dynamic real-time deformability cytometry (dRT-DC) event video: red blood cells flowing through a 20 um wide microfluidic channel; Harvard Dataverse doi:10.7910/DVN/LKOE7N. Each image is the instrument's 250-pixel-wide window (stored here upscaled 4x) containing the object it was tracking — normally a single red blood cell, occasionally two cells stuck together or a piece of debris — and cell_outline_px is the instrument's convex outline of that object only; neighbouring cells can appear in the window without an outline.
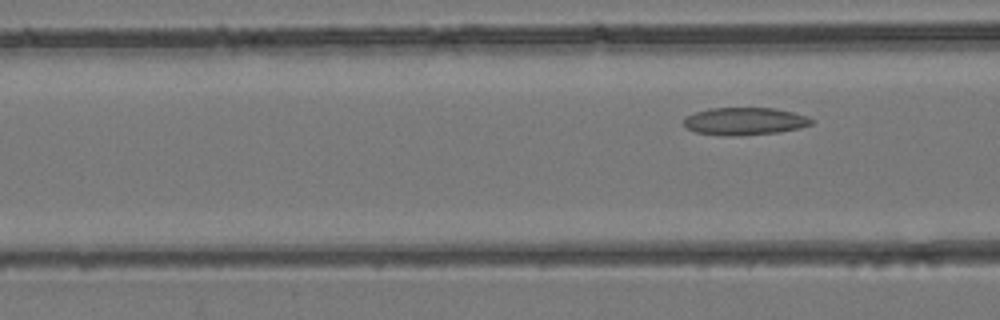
{"species": "common noctule bat (a hibernating species)", "species_latin": "Nyctalus noctula", "temperature_condition": "room temperature", "stored_images_in_passage": 4, "segment_of_instrument_passage": [2, 2], "camera_frame_rate_fps": 3000, "um_per_image_px": 0.085, "animal": {"sex": "female", "body_mass_g": 24.6, "forearm_length_mm": 56.2}, "frame": {"image": 1, "passage_image": 4, "time_ms": 1.0, "image_size_px": [1000, 320], "cell_outline_px": [[812, 124], [800, 128], [780, 132], [736, 136], [724, 136], [696, 132], [684, 128], [684, 116], [692, 112], [708, 108], [776, 108], [808, 116], [812, 120]], "centroid_in_image_um": [63.24, 10.3], "position_along_channel_um": 103.4, "area_um2": 20.81}}